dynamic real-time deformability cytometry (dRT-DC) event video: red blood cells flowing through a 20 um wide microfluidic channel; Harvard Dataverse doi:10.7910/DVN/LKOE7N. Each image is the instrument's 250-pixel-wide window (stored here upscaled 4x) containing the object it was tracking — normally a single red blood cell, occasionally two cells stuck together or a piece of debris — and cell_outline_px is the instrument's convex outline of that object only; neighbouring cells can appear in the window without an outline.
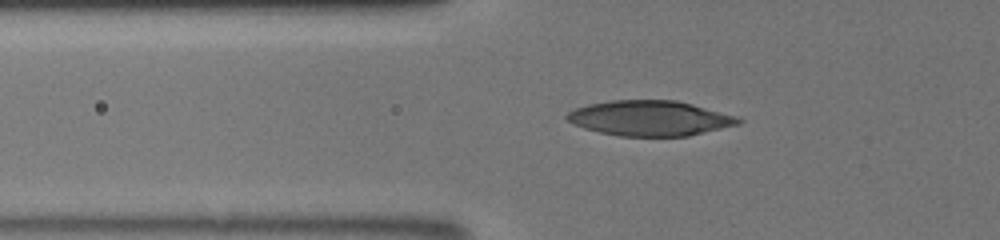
{"species": "human", "species_latin": "Homo sapiens", "temperature_condition": "room temperature", "stored_images_in_passage": 19, "camera_frame_rate_fps": 3000, "um_per_image_px": 0.085, "donor": {"sex": "male"}, "frame": {"image": 1, "passage_image": 4, "time_ms": 0.333, "image_size_px": [1000, 240], "cell_outline_px": [[744, 120], [740, 124], [688, 136], [620, 136], [600, 132], [584, 128], [572, 124], [564, 116], [568, 112], [576, 108], [588, 104], [612, 100], [676, 100], [692, 104], [736, 116]], "centroid_in_image_um": [55.23, 10.05], "position_along_channel_um": 70.6, "area_um2": 35.08}}
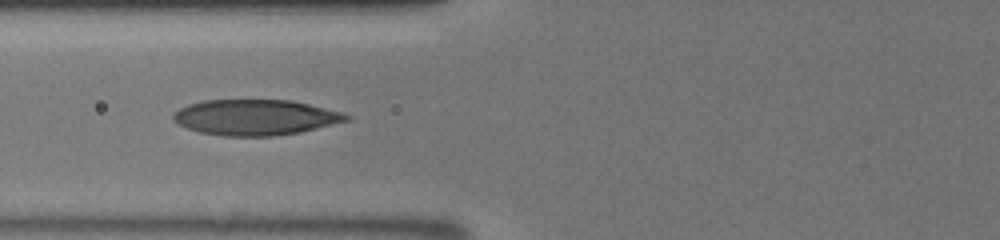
{"frame": {"image": 2, "passage_image": 11, "time_ms": 1.333, "image_size_px": [1000, 240], "cell_outline_px": [[352, 116], [348, 120], [300, 132], [272, 136], [224, 136], [200, 132], [176, 124], [172, 120], [172, 116], [180, 108], [188, 104], [204, 100], [292, 100], [344, 112]], "centroid_in_image_um": [21.7, 9.97], "position_along_channel_um": 104.1, "area_um2": 35.95}}
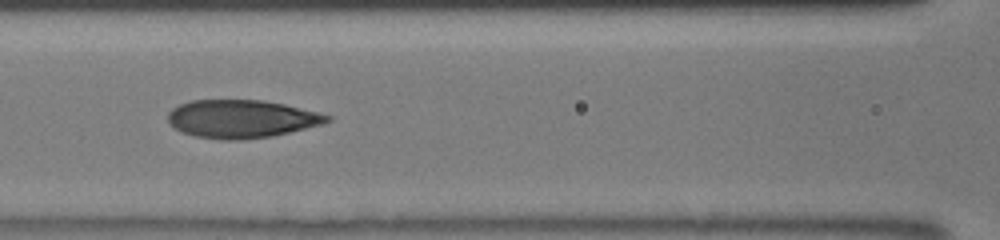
{"frame": {"image": 3, "passage_image": 18, "time_ms": 2.333, "image_size_px": [1000, 240], "cell_outline_px": [[332, 120], [324, 124], [272, 136], [240, 140], [220, 140], [196, 136], [180, 132], [168, 120], [168, 112], [172, 108], [180, 104], [192, 100], [264, 100], [284, 104], [320, 112], [332, 116]], "centroid_in_image_um": [20.56, 10.1], "position_along_channel_um": 146.0, "area_um2": 35.49}}